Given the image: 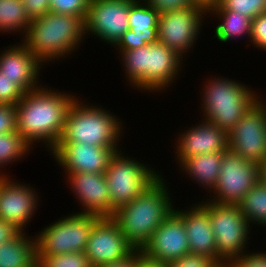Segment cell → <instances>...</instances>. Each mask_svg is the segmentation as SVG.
Segmentation results:
<instances>
[{
  "mask_svg": "<svg viewBox=\"0 0 266 267\" xmlns=\"http://www.w3.org/2000/svg\"><path fill=\"white\" fill-rule=\"evenodd\" d=\"M225 151L199 154L185 158L180 164L183 170L188 172L193 179L200 184L214 189L218 182V175L221 168V161Z\"/></svg>",
  "mask_w": 266,
  "mask_h": 267,
  "instance_id": "cell-24",
  "label": "cell"
},
{
  "mask_svg": "<svg viewBox=\"0 0 266 267\" xmlns=\"http://www.w3.org/2000/svg\"><path fill=\"white\" fill-rule=\"evenodd\" d=\"M174 212L185 225L190 254L206 256L216 264L225 263L217 254L216 239L208 212L197 204L189 211L180 212L174 209Z\"/></svg>",
  "mask_w": 266,
  "mask_h": 267,
  "instance_id": "cell-19",
  "label": "cell"
},
{
  "mask_svg": "<svg viewBox=\"0 0 266 267\" xmlns=\"http://www.w3.org/2000/svg\"><path fill=\"white\" fill-rule=\"evenodd\" d=\"M210 11H235L253 20L266 12V0H219Z\"/></svg>",
  "mask_w": 266,
  "mask_h": 267,
  "instance_id": "cell-29",
  "label": "cell"
},
{
  "mask_svg": "<svg viewBox=\"0 0 266 267\" xmlns=\"http://www.w3.org/2000/svg\"><path fill=\"white\" fill-rule=\"evenodd\" d=\"M0 55V72L3 75L14 80L25 93L39 88L36 79L41 62L25 44L10 47Z\"/></svg>",
  "mask_w": 266,
  "mask_h": 267,
  "instance_id": "cell-22",
  "label": "cell"
},
{
  "mask_svg": "<svg viewBox=\"0 0 266 267\" xmlns=\"http://www.w3.org/2000/svg\"><path fill=\"white\" fill-rule=\"evenodd\" d=\"M140 254L141 253L139 250H135L128 258L124 260L113 262L110 264L101 265L99 267H137L138 256Z\"/></svg>",
  "mask_w": 266,
  "mask_h": 267,
  "instance_id": "cell-40",
  "label": "cell"
},
{
  "mask_svg": "<svg viewBox=\"0 0 266 267\" xmlns=\"http://www.w3.org/2000/svg\"><path fill=\"white\" fill-rule=\"evenodd\" d=\"M222 16L223 23L215 29V37L221 42H227L231 37L248 34L251 37L252 20L235 11H211Z\"/></svg>",
  "mask_w": 266,
  "mask_h": 267,
  "instance_id": "cell-25",
  "label": "cell"
},
{
  "mask_svg": "<svg viewBox=\"0 0 266 267\" xmlns=\"http://www.w3.org/2000/svg\"><path fill=\"white\" fill-rule=\"evenodd\" d=\"M192 2L194 3V5L201 6L202 8L210 12L209 9L218 4L219 0H192Z\"/></svg>",
  "mask_w": 266,
  "mask_h": 267,
  "instance_id": "cell-42",
  "label": "cell"
},
{
  "mask_svg": "<svg viewBox=\"0 0 266 267\" xmlns=\"http://www.w3.org/2000/svg\"><path fill=\"white\" fill-rule=\"evenodd\" d=\"M37 267H92L85 253L37 256Z\"/></svg>",
  "mask_w": 266,
  "mask_h": 267,
  "instance_id": "cell-30",
  "label": "cell"
},
{
  "mask_svg": "<svg viewBox=\"0 0 266 267\" xmlns=\"http://www.w3.org/2000/svg\"><path fill=\"white\" fill-rule=\"evenodd\" d=\"M90 107L79 104L78 99L73 102L68 110L64 129L58 142L116 147L115 143L121 131L117 117L96 106Z\"/></svg>",
  "mask_w": 266,
  "mask_h": 267,
  "instance_id": "cell-5",
  "label": "cell"
},
{
  "mask_svg": "<svg viewBox=\"0 0 266 267\" xmlns=\"http://www.w3.org/2000/svg\"><path fill=\"white\" fill-rule=\"evenodd\" d=\"M121 155L119 151L112 155L105 172L114 212L131 203L160 176L146 165Z\"/></svg>",
  "mask_w": 266,
  "mask_h": 267,
  "instance_id": "cell-7",
  "label": "cell"
},
{
  "mask_svg": "<svg viewBox=\"0 0 266 267\" xmlns=\"http://www.w3.org/2000/svg\"><path fill=\"white\" fill-rule=\"evenodd\" d=\"M89 0H50V12L86 19Z\"/></svg>",
  "mask_w": 266,
  "mask_h": 267,
  "instance_id": "cell-31",
  "label": "cell"
},
{
  "mask_svg": "<svg viewBox=\"0 0 266 267\" xmlns=\"http://www.w3.org/2000/svg\"><path fill=\"white\" fill-rule=\"evenodd\" d=\"M208 12L201 6L170 10L159 14L158 42L176 51L181 57L193 46L199 33L202 14Z\"/></svg>",
  "mask_w": 266,
  "mask_h": 267,
  "instance_id": "cell-13",
  "label": "cell"
},
{
  "mask_svg": "<svg viewBox=\"0 0 266 267\" xmlns=\"http://www.w3.org/2000/svg\"><path fill=\"white\" fill-rule=\"evenodd\" d=\"M17 131L16 105L0 104V134Z\"/></svg>",
  "mask_w": 266,
  "mask_h": 267,
  "instance_id": "cell-33",
  "label": "cell"
},
{
  "mask_svg": "<svg viewBox=\"0 0 266 267\" xmlns=\"http://www.w3.org/2000/svg\"><path fill=\"white\" fill-rule=\"evenodd\" d=\"M159 14L170 10H177L194 6L192 0H145Z\"/></svg>",
  "mask_w": 266,
  "mask_h": 267,
  "instance_id": "cell-36",
  "label": "cell"
},
{
  "mask_svg": "<svg viewBox=\"0 0 266 267\" xmlns=\"http://www.w3.org/2000/svg\"><path fill=\"white\" fill-rule=\"evenodd\" d=\"M216 263L206 256L188 254L175 261L166 263L167 267H214Z\"/></svg>",
  "mask_w": 266,
  "mask_h": 267,
  "instance_id": "cell-34",
  "label": "cell"
},
{
  "mask_svg": "<svg viewBox=\"0 0 266 267\" xmlns=\"http://www.w3.org/2000/svg\"><path fill=\"white\" fill-rule=\"evenodd\" d=\"M116 147L92 146L85 143L58 142L53 156L69 172L105 174Z\"/></svg>",
  "mask_w": 266,
  "mask_h": 267,
  "instance_id": "cell-16",
  "label": "cell"
},
{
  "mask_svg": "<svg viewBox=\"0 0 266 267\" xmlns=\"http://www.w3.org/2000/svg\"><path fill=\"white\" fill-rule=\"evenodd\" d=\"M30 22L22 0H0V31L24 29L26 35Z\"/></svg>",
  "mask_w": 266,
  "mask_h": 267,
  "instance_id": "cell-26",
  "label": "cell"
},
{
  "mask_svg": "<svg viewBox=\"0 0 266 267\" xmlns=\"http://www.w3.org/2000/svg\"><path fill=\"white\" fill-rule=\"evenodd\" d=\"M32 148L17 132L0 134V166L16 161Z\"/></svg>",
  "mask_w": 266,
  "mask_h": 267,
  "instance_id": "cell-28",
  "label": "cell"
},
{
  "mask_svg": "<svg viewBox=\"0 0 266 267\" xmlns=\"http://www.w3.org/2000/svg\"><path fill=\"white\" fill-rule=\"evenodd\" d=\"M259 182V164L243 159L227 149L223 154L216 192L211 201L238 205L245 194Z\"/></svg>",
  "mask_w": 266,
  "mask_h": 267,
  "instance_id": "cell-10",
  "label": "cell"
},
{
  "mask_svg": "<svg viewBox=\"0 0 266 267\" xmlns=\"http://www.w3.org/2000/svg\"><path fill=\"white\" fill-rule=\"evenodd\" d=\"M135 250L112 217H101L93 226L84 253L92 267H99L124 260Z\"/></svg>",
  "mask_w": 266,
  "mask_h": 267,
  "instance_id": "cell-12",
  "label": "cell"
},
{
  "mask_svg": "<svg viewBox=\"0 0 266 267\" xmlns=\"http://www.w3.org/2000/svg\"><path fill=\"white\" fill-rule=\"evenodd\" d=\"M231 267H266V254H242L229 262Z\"/></svg>",
  "mask_w": 266,
  "mask_h": 267,
  "instance_id": "cell-37",
  "label": "cell"
},
{
  "mask_svg": "<svg viewBox=\"0 0 266 267\" xmlns=\"http://www.w3.org/2000/svg\"><path fill=\"white\" fill-rule=\"evenodd\" d=\"M238 205L248 222L266 226V186L260 181L245 194Z\"/></svg>",
  "mask_w": 266,
  "mask_h": 267,
  "instance_id": "cell-27",
  "label": "cell"
},
{
  "mask_svg": "<svg viewBox=\"0 0 266 267\" xmlns=\"http://www.w3.org/2000/svg\"><path fill=\"white\" fill-rule=\"evenodd\" d=\"M137 267H167L165 263L154 262L150 259H146L141 254L138 256Z\"/></svg>",
  "mask_w": 266,
  "mask_h": 267,
  "instance_id": "cell-41",
  "label": "cell"
},
{
  "mask_svg": "<svg viewBox=\"0 0 266 267\" xmlns=\"http://www.w3.org/2000/svg\"><path fill=\"white\" fill-rule=\"evenodd\" d=\"M121 55L130 83L137 88L151 91L160 90L171 84L183 58L158 41L121 52Z\"/></svg>",
  "mask_w": 266,
  "mask_h": 267,
  "instance_id": "cell-4",
  "label": "cell"
},
{
  "mask_svg": "<svg viewBox=\"0 0 266 267\" xmlns=\"http://www.w3.org/2000/svg\"><path fill=\"white\" fill-rule=\"evenodd\" d=\"M74 101L71 95L40 87L26 92L16 104L17 132L30 146L33 141L43 140L53 150Z\"/></svg>",
  "mask_w": 266,
  "mask_h": 267,
  "instance_id": "cell-1",
  "label": "cell"
},
{
  "mask_svg": "<svg viewBox=\"0 0 266 267\" xmlns=\"http://www.w3.org/2000/svg\"><path fill=\"white\" fill-rule=\"evenodd\" d=\"M139 251L146 259L165 264L190 254L182 219L173 211Z\"/></svg>",
  "mask_w": 266,
  "mask_h": 267,
  "instance_id": "cell-15",
  "label": "cell"
},
{
  "mask_svg": "<svg viewBox=\"0 0 266 267\" xmlns=\"http://www.w3.org/2000/svg\"><path fill=\"white\" fill-rule=\"evenodd\" d=\"M160 178L131 203L115 211L112 217L136 250L143 247L155 229L174 211L166 186Z\"/></svg>",
  "mask_w": 266,
  "mask_h": 267,
  "instance_id": "cell-2",
  "label": "cell"
},
{
  "mask_svg": "<svg viewBox=\"0 0 266 267\" xmlns=\"http://www.w3.org/2000/svg\"><path fill=\"white\" fill-rule=\"evenodd\" d=\"M259 181L266 186V159L259 164Z\"/></svg>",
  "mask_w": 266,
  "mask_h": 267,
  "instance_id": "cell-43",
  "label": "cell"
},
{
  "mask_svg": "<svg viewBox=\"0 0 266 267\" xmlns=\"http://www.w3.org/2000/svg\"><path fill=\"white\" fill-rule=\"evenodd\" d=\"M214 267H231V265L227 262L221 263V264H216Z\"/></svg>",
  "mask_w": 266,
  "mask_h": 267,
  "instance_id": "cell-44",
  "label": "cell"
},
{
  "mask_svg": "<svg viewBox=\"0 0 266 267\" xmlns=\"http://www.w3.org/2000/svg\"><path fill=\"white\" fill-rule=\"evenodd\" d=\"M3 176L0 175V220L22 232L36 209V191L29 186L12 183Z\"/></svg>",
  "mask_w": 266,
  "mask_h": 267,
  "instance_id": "cell-17",
  "label": "cell"
},
{
  "mask_svg": "<svg viewBox=\"0 0 266 267\" xmlns=\"http://www.w3.org/2000/svg\"><path fill=\"white\" fill-rule=\"evenodd\" d=\"M84 34L85 20L82 17L48 12L31 19L24 44L43 63L69 54L78 47Z\"/></svg>",
  "mask_w": 266,
  "mask_h": 267,
  "instance_id": "cell-3",
  "label": "cell"
},
{
  "mask_svg": "<svg viewBox=\"0 0 266 267\" xmlns=\"http://www.w3.org/2000/svg\"><path fill=\"white\" fill-rule=\"evenodd\" d=\"M220 79L210 80L205 86L204 120L228 133L259 99L245 85Z\"/></svg>",
  "mask_w": 266,
  "mask_h": 267,
  "instance_id": "cell-6",
  "label": "cell"
},
{
  "mask_svg": "<svg viewBox=\"0 0 266 267\" xmlns=\"http://www.w3.org/2000/svg\"><path fill=\"white\" fill-rule=\"evenodd\" d=\"M136 0H89L85 34L91 32L115 44L129 29L130 6Z\"/></svg>",
  "mask_w": 266,
  "mask_h": 267,
  "instance_id": "cell-14",
  "label": "cell"
},
{
  "mask_svg": "<svg viewBox=\"0 0 266 267\" xmlns=\"http://www.w3.org/2000/svg\"><path fill=\"white\" fill-rule=\"evenodd\" d=\"M19 232L13 225L0 220V245L14 238Z\"/></svg>",
  "mask_w": 266,
  "mask_h": 267,
  "instance_id": "cell-39",
  "label": "cell"
},
{
  "mask_svg": "<svg viewBox=\"0 0 266 267\" xmlns=\"http://www.w3.org/2000/svg\"><path fill=\"white\" fill-rule=\"evenodd\" d=\"M100 218L76 213L49 225L35 237L37 256L84 253L93 226Z\"/></svg>",
  "mask_w": 266,
  "mask_h": 267,
  "instance_id": "cell-8",
  "label": "cell"
},
{
  "mask_svg": "<svg viewBox=\"0 0 266 267\" xmlns=\"http://www.w3.org/2000/svg\"><path fill=\"white\" fill-rule=\"evenodd\" d=\"M181 136L177 145L180 164L185 158L228 149V133L207 120Z\"/></svg>",
  "mask_w": 266,
  "mask_h": 267,
  "instance_id": "cell-21",
  "label": "cell"
},
{
  "mask_svg": "<svg viewBox=\"0 0 266 267\" xmlns=\"http://www.w3.org/2000/svg\"><path fill=\"white\" fill-rule=\"evenodd\" d=\"M201 206L209 214L218 256L228 263L241 256L250 232L248 219L242 214L240 206L213 201Z\"/></svg>",
  "mask_w": 266,
  "mask_h": 267,
  "instance_id": "cell-9",
  "label": "cell"
},
{
  "mask_svg": "<svg viewBox=\"0 0 266 267\" xmlns=\"http://www.w3.org/2000/svg\"><path fill=\"white\" fill-rule=\"evenodd\" d=\"M70 186L85 207L81 213L113 217L112 201L105 174L69 172ZM87 208V209H86Z\"/></svg>",
  "mask_w": 266,
  "mask_h": 267,
  "instance_id": "cell-18",
  "label": "cell"
},
{
  "mask_svg": "<svg viewBox=\"0 0 266 267\" xmlns=\"http://www.w3.org/2000/svg\"><path fill=\"white\" fill-rule=\"evenodd\" d=\"M250 40L256 47L266 50V12L252 20Z\"/></svg>",
  "mask_w": 266,
  "mask_h": 267,
  "instance_id": "cell-35",
  "label": "cell"
},
{
  "mask_svg": "<svg viewBox=\"0 0 266 267\" xmlns=\"http://www.w3.org/2000/svg\"><path fill=\"white\" fill-rule=\"evenodd\" d=\"M228 149L257 164L266 159V107L259 100L228 132Z\"/></svg>",
  "mask_w": 266,
  "mask_h": 267,
  "instance_id": "cell-11",
  "label": "cell"
},
{
  "mask_svg": "<svg viewBox=\"0 0 266 267\" xmlns=\"http://www.w3.org/2000/svg\"><path fill=\"white\" fill-rule=\"evenodd\" d=\"M25 92L14 83V80L0 72V104L16 105Z\"/></svg>",
  "mask_w": 266,
  "mask_h": 267,
  "instance_id": "cell-32",
  "label": "cell"
},
{
  "mask_svg": "<svg viewBox=\"0 0 266 267\" xmlns=\"http://www.w3.org/2000/svg\"><path fill=\"white\" fill-rule=\"evenodd\" d=\"M25 12L30 19L44 16L50 12V0H22Z\"/></svg>",
  "mask_w": 266,
  "mask_h": 267,
  "instance_id": "cell-38",
  "label": "cell"
},
{
  "mask_svg": "<svg viewBox=\"0 0 266 267\" xmlns=\"http://www.w3.org/2000/svg\"><path fill=\"white\" fill-rule=\"evenodd\" d=\"M25 233L0 245V267H37L36 239L31 241Z\"/></svg>",
  "mask_w": 266,
  "mask_h": 267,
  "instance_id": "cell-23",
  "label": "cell"
},
{
  "mask_svg": "<svg viewBox=\"0 0 266 267\" xmlns=\"http://www.w3.org/2000/svg\"><path fill=\"white\" fill-rule=\"evenodd\" d=\"M136 0L129 11V29L116 43L121 52L154 44L158 41L159 13L146 2ZM146 4V5H145Z\"/></svg>",
  "mask_w": 266,
  "mask_h": 267,
  "instance_id": "cell-20",
  "label": "cell"
}]
</instances>
